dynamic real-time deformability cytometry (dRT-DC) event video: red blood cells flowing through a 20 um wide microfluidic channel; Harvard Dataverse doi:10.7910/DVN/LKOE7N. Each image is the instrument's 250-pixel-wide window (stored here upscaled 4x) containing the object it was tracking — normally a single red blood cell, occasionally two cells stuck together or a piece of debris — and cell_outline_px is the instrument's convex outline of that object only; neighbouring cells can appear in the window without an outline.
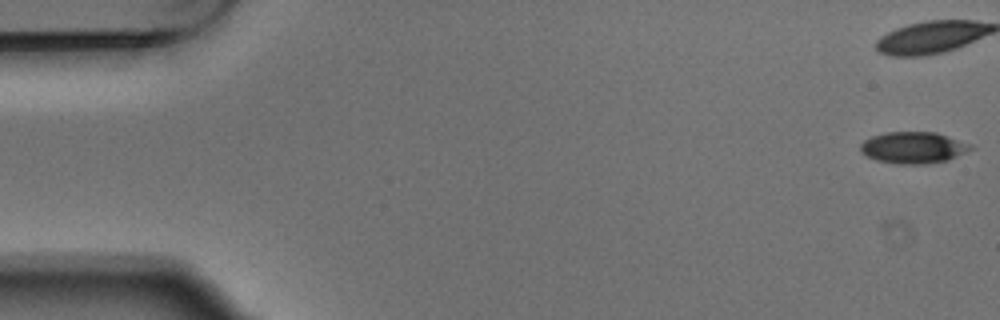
{"species": "Egyptian fruit bat (a non-hibernating species)", "species_latin": "Rousettus aegyptiacus", "temperature_condition": "warm", "stored_images_in_passage": 5, "camera_frame_rate_fps": 3000, "um_per_image_px": 0.085, "animal": {"sex": "male"}, "frame": {"image": 1, "passage_image": 1, "time_ms": 0.0, "image_size_px": [1000, 320], "cell_outline_px": [[976, 148], [968, 152], [948, 160], [928, 164], [896, 164], [876, 160], [860, 152], [860, 144], [864, 140], [872, 136], [888, 132], [936, 132], [972, 144]], "centroid_in_image_um": [77.67, 12.55], "position_along_channel_um": 7.3, "area_um2": 20.52}}